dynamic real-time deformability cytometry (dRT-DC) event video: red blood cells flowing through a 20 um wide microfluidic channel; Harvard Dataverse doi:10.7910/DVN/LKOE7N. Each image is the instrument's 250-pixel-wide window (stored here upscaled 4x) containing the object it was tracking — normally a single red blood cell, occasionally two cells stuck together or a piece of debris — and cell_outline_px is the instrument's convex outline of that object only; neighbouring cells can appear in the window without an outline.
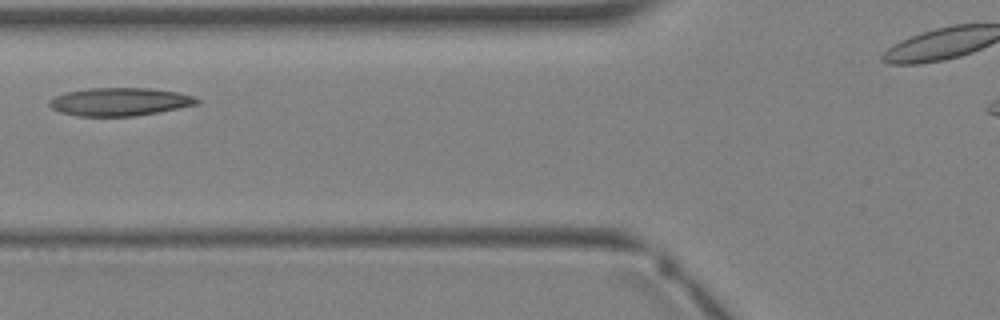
{"species": "Egyptian fruit bat (a non-hibernating species)", "species_latin": "Rousettus aegyptiacus", "temperature_condition": "warm", "stored_images_in_passage": 3, "segment_of_instrument_passage": [1, 2], "camera_frame_rate_fps": 3000, "um_per_image_px": 0.085, "animal": {"sex": "female"}, "frame": {"image": 1, "passage_image": 2, "time_ms": 1.0, "image_size_px": [1000, 320], "cell_outline_px": [[200, 100], [196, 104], [160, 112], [136, 116], [76, 116], [60, 112], [52, 108], [48, 104], [48, 100], [56, 96], [68, 92], [88, 88], [152, 88], [176, 92], [192, 96]], "centroid_in_image_um": [10.15, 8.65], "position_along_channel_um": 115.6, "area_um2": 24.04}}